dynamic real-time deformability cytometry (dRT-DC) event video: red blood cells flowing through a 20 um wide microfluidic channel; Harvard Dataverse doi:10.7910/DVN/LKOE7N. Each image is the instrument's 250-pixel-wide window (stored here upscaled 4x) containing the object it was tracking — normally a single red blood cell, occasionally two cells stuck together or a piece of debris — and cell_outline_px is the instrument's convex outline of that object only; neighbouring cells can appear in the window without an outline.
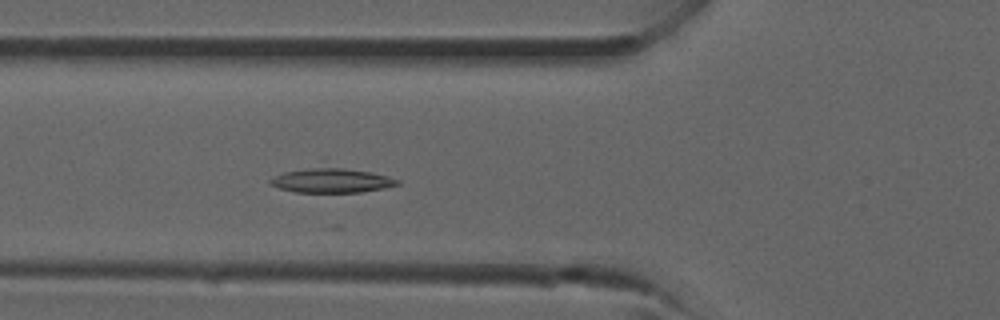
{"species": "common noctule bat (a hibernating species)", "species_latin": "Nyctalus noctula", "temperature_condition": "room temperature", "stored_images_in_passage": 11, "camera_frame_rate_fps": 3000, "um_per_image_px": 0.085, "animal": {"sex": "male", "forearm_length_mm": 52.5}, "frame": {"image": 1, "passage_image": 4, "time_ms": 1.0, "image_size_px": [1000, 320], "cell_outline_px": [[400, 184], [384, 188], [360, 192], [296, 192], [280, 188], [268, 184], [268, 180], [272, 176], [324, 156], [388, 176], [400, 180]], "centroid_in_image_um": [28.12, 15.12], "position_along_channel_um": 97.7, "area_um2": 21.62}}
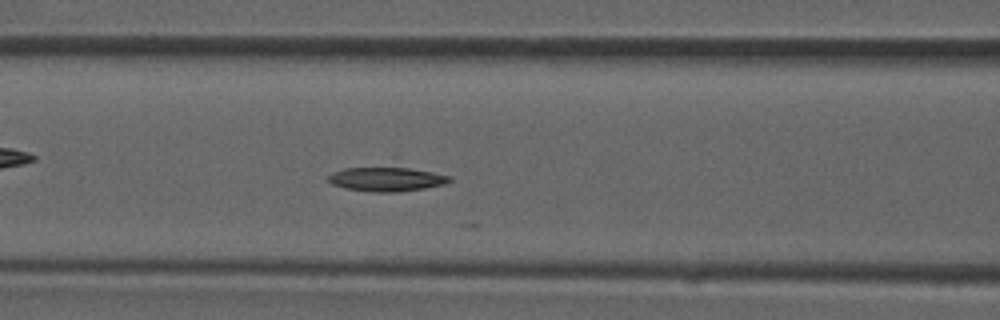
{"frame": {"image": 2, "passage_image": 6, "time_ms": 1.667, "image_size_px": [1000, 320], "cell_outline_px": [[452, 180], [444, 184], [424, 188], [400, 192], [372, 192], [344, 188], [332, 184], [328, 180], [328, 176], [332, 172], [344, 168], [408, 168], [432, 172], [452, 176]], "centroid_in_image_um": [32.85, 15.24], "position_along_channel_um": 133.8, "area_um2": 16.94}}
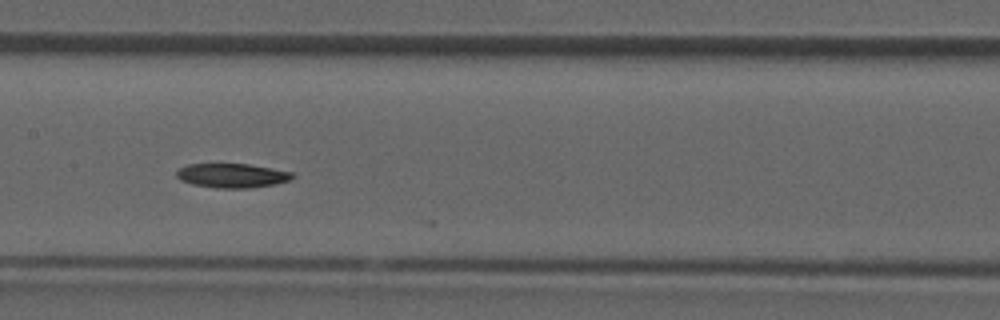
{"frame": {"image": 3, "passage_image": 9, "time_ms": 2.667, "image_size_px": [1000, 320], "cell_outline_px": [[296, 176], [292, 180], [272, 184], [248, 188], [216, 188], [192, 184], [180, 180], [176, 176], [176, 172], [180, 168], [188, 164], [248, 164], [272, 168], [292, 172]], "centroid_in_image_um": [19.73, 14.92], "position_along_channel_um": 187.7, "area_um2": 16.36}}